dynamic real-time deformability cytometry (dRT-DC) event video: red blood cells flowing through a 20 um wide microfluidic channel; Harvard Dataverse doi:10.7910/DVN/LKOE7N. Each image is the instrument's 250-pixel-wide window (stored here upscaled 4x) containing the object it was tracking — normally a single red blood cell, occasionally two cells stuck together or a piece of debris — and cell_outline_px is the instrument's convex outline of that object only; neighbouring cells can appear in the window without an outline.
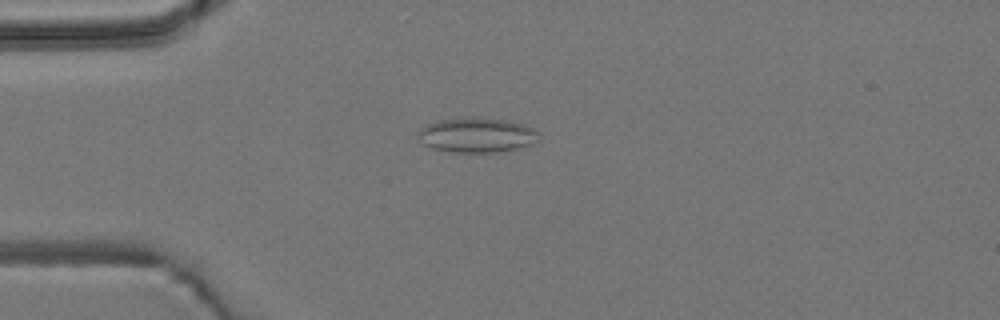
{"species": "common noctule bat (a hibernating species)", "species_latin": "Nyctalus noctula", "temperature_condition": "room temperature", "stored_images_in_passage": 47, "camera_frame_rate_fps": 3000, "um_per_image_px": 0.085, "animal": {"sex": "male", "body_mass_g": 19.2, "forearm_length_mm": 51.8}, "frame": {"image": 1, "passage_image": 8, "time_ms": 2.333, "image_size_px": [1000, 320], "cell_outline_px": [[540, 140], [516, 148], [496, 152], [452, 152], [432, 148], [424, 144], [416, 136], [416, 132], [420, 128], [428, 124], [440, 120], [468, 116], [472, 116], [504, 120], [524, 124], [540, 132]], "centroid_in_image_um": [40.5, 11.46], "position_along_channel_um": 44.5, "area_um2": 24.62}}
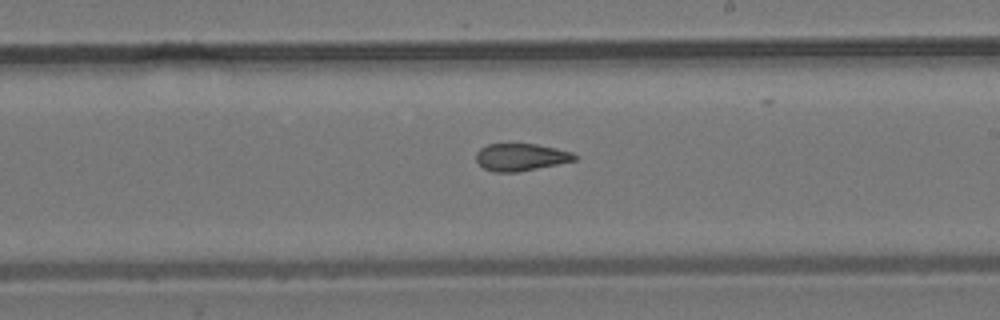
{"frame": {"image": 2, "passage_image": 25, "time_ms": 8.0, "image_size_px": [1000, 320], "cell_outline_px": [[580, 156], [576, 160], [516, 172], [492, 172], [484, 168], [476, 160], [476, 152], [480, 148], [488, 144], [536, 144], [556, 148], [572, 152]], "centroid_in_image_um": [44.27, 13.35], "position_along_channel_um": 244.7, "area_um2": 15.61}}
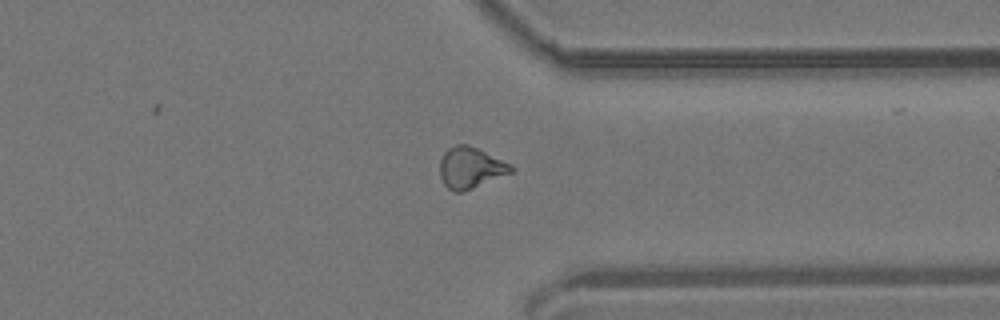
{"frame": {"image": 3, "passage_image": 35, "time_ms": 11.333, "image_size_px": [1000, 320], "cell_outline_px": [[516, 168], [512, 172], [472, 188], [460, 192], [452, 192], [444, 184], [440, 176], [440, 160], [444, 152], [448, 148], [456, 144], [468, 144], [512, 164]], "centroid_in_image_um": [39.99, 14.25], "position_along_channel_um": 371.4, "area_um2": 17.05}, "authors_computed_cell_mechanics": {"area_um2": 16.762, "velocity_mm_per_s": 3.8689, "shape_relaxation_time_tau1_ms": null, "shape_relaxation_time_tau2_ms": 2.4643, "deformation_change_tau1": null, "deformation_change_tau2": 0.108}}